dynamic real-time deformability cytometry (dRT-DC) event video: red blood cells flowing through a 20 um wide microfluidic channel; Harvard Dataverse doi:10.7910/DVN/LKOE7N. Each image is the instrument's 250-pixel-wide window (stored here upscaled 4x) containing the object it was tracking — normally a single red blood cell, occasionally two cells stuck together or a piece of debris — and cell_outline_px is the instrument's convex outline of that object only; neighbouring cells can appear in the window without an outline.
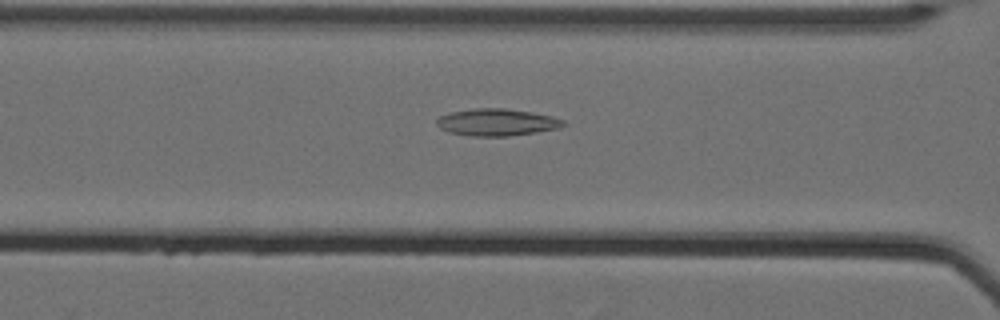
{"species": "Egyptian fruit bat (a non-hibernating species)", "species_latin": "Rousettus aegyptiacus", "temperature_condition": "cold", "stored_images_in_passage": 63, "camera_frame_rate_fps": 3000, "um_per_image_px": 0.085, "animal": {"sex": "female"}, "frame": {"image": 1, "passage_image": 31, "time_ms": 10.0, "image_size_px": [1000, 320], "cell_outline_px": [[564, 124], [560, 128], [536, 132], [508, 136], [468, 136], [448, 132], [440, 128], [436, 124], [436, 120], [440, 116], [448, 112], [476, 108], [504, 108], [532, 112], [552, 116], [564, 120]], "centroid_in_image_um": [42.2, 10.39], "position_along_channel_um": 124.4, "area_um2": 20.06}}
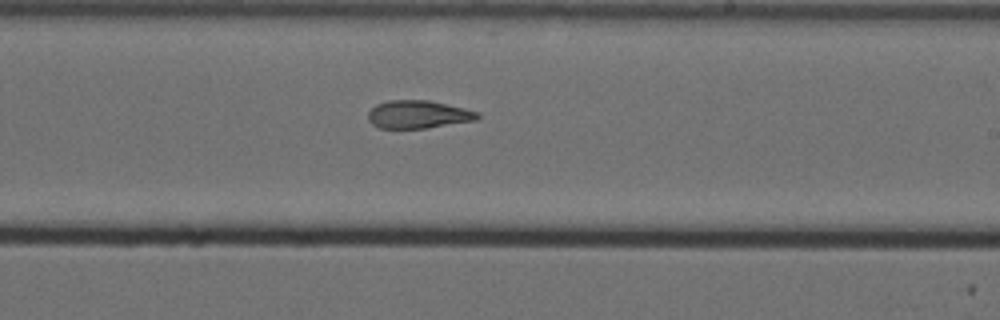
{"frame": {"image": 2, "passage_image": 42, "time_ms": 13.667, "image_size_px": [1000, 320], "cell_outline_px": [[480, 116], [476, 120], [424, 128], [380, 128], [372, 124], [368, 120], [368, 112], [376, 104], [388, 100], [428, 100], [480, 112]], "centroid_in_image_um": [35.52, 9.72], "position_along_channel_um": 253.5, "area_um2": 17.69}}
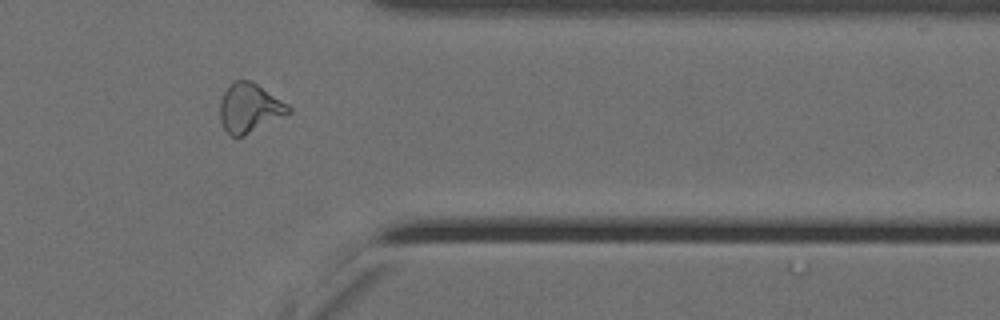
{"frame": {"image": 3, "passage_image": 54, "time_ms": 17.667, "image_size_px": [1000, 320], "cell_outline_px": [[292, 112], [240, 136], [232, 136], [224, 128], [220, 120], [220, 100], [224, 92], [236, 80], [252, 80], [288, 104], [292, 108]], "centroid_in_image_um": [21.21, 9.14], "position_along_channel_um": 390.2, "area_um2": 19.19}, "authors_computed_cell_mechanics": {"area_um2": 20.808, "velocity_mm_per_s": 3.5158, "shape_relaxation_time_tau1_ms": null, "shape_relaxation_time_tau2_ms": 4.0065, "deformation_change_tau1": null, "deformation_change_tau2": 0.1345}}